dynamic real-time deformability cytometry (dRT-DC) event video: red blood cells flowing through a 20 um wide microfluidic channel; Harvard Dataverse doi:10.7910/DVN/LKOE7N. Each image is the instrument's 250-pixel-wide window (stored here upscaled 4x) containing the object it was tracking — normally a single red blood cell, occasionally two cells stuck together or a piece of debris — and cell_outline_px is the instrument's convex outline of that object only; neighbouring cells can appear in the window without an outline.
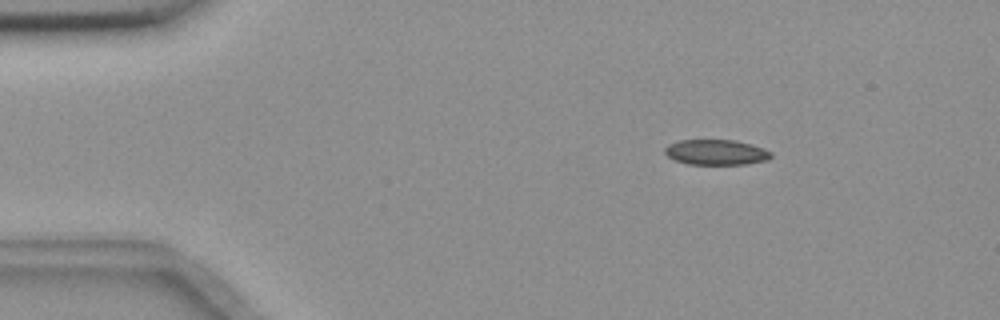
{"species": "common noctule bat (a hibernating species)", "species_latin": "Nyctalus noctula", "temperature_condition": "room temperature", "stored_images_in_passage": 5, "camera_frame_rate_fps": 3000, "um_per_image_px": 0.085, "animal": {"sex": "female", "body_mass_g": 18.4}, "frame": {"image": 1, "passage_image": 1, "time_ms": 0.0, "image_size_px": [1000, 320], "cell_outline_px": [[772, 156], [768, 160], [744, 164], [688, 164], [676, 160], [668, 156], [664, 152], [664, 148], [668, 144], [680, 140], [736, 140], [752, 144], [764, 148], [772, 152]], "centroid_in_image_um": [60.89, 12.93], "position_along_channel_um": 24.1, "area_um2": 15.72}}
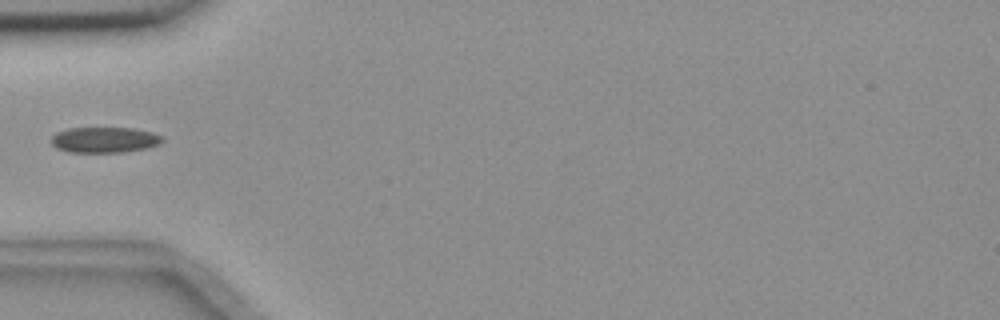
{"frame": {"image": 2, "passage_image": 4, "time_ms": 1.0, "image_size_px": [1000, 320], "cell_outline_px": [[164, 140], [160, 144], [144, 148], [124, 152], [68, 152], [56, 148], [52, 144], [52, 136], [56, 132], [68, 128], [132, 128], [152, 132], [160, 136]], "centroid_in_image_um": [8.86, 11.88], "position_along_channel_um": 76.1, "area_um2": 16.53}}
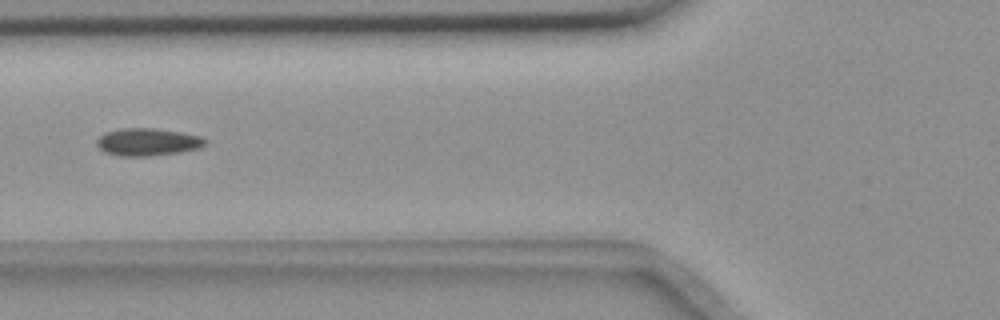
{"frame": {"image": 3, "passage_image": 5, "time_ms": 1.333, "image_size_px": [1000, 320], "cell_outline_px": [[204, 144], [200, 148], [180, 152], [148, 156], [120, 156], [104, 152], [96, 144], [96, 140], [104, 132], [120, 128], [156, 128], [180, 132], [200, 136], [204, 140]], "centroid_in_image_um": [12.49, 12.06], "position_along_channel_um": 113.3, "area_um2": 17.34}}